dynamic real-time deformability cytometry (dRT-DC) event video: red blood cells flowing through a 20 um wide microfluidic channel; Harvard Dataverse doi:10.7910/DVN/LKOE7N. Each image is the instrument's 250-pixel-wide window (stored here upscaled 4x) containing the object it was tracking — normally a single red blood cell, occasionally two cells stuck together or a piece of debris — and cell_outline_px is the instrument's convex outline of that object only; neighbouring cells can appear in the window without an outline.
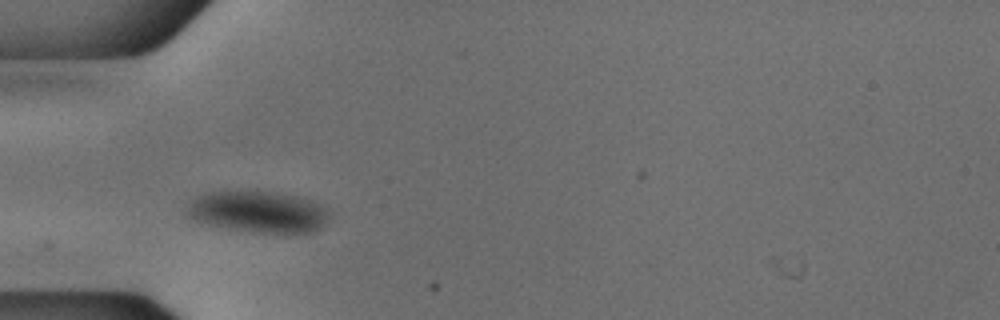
{"species": "common noctule bat (a hibernating species)", "species_latin": "Nyctalus noctula", "temperature_condition": "cold", "stored_images_in_passage": 38, "camera_frame_rate_fps": 3000, "um_per_image_px": 0.085, "animal": {"sex": "male", "body_mass_g": 18.8}, "frame": {"image": 1, "passage_image": 1, "time_ms": 0.0, "image_size_px": [1000, 320], "cell_outline_px": [[328, 216], [312, 232], [252, 232], [220, 228], [200, 224], [184, 216], [180, 208], [196, 196], [208, 192], [256, 188], [296, 196], [308, 200], [316, 204]], "centroid_in_image_um": [21.64, 17.96], "position_along_channel_um": 63.4, "area_um2": 35.26}}
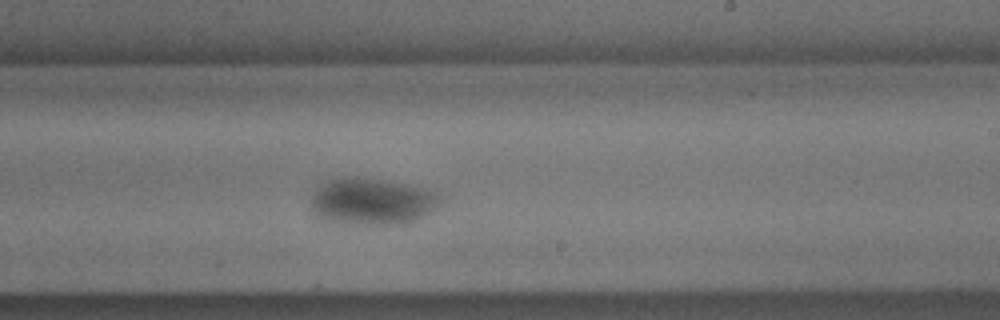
{"frame": {"image": 2, "passage_image": 17, "time_ms": 5.333, "image_size_px": [1000, 320], "cell_outline_px": [[440, 200], [436, 208], [424, 216], [416, 220], [400, 224], [344, 224], [328, 220], [316, 216], [312, 208], [312, 196], [316, 188], [328, 180], [344, 176], [356, 176], [384, 180], [424, 188], [440, 196]], "centroid_in_image_um": [31.58, 17.12], "position_along_channel_um": 257.4, "area_um2": 35.14}}
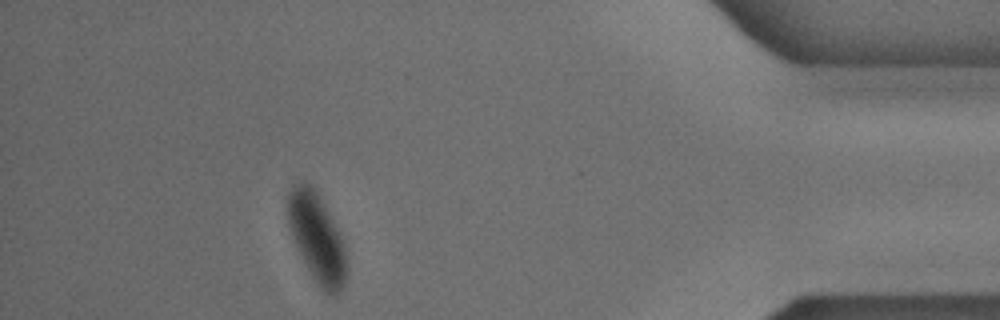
{"frame": {"image": 3, "passage_image": 33, "time_ms": 10.667, "image_size_px": [1000, 320], "cell_outline_px": [[348, 280], [340, 292], [336, 296], [332, 296], [324, 292], [312, 276], [292, 236], [288, 224], [284, 200], [292, 184], [304, 180], [316, 192], [324, 204], [340, 232], [344, 240], [348, 264]], "centroid_in_image_um": [26.96, 20.22], "position_along_channel_um": 408.2, "area_um2": 31.21}}